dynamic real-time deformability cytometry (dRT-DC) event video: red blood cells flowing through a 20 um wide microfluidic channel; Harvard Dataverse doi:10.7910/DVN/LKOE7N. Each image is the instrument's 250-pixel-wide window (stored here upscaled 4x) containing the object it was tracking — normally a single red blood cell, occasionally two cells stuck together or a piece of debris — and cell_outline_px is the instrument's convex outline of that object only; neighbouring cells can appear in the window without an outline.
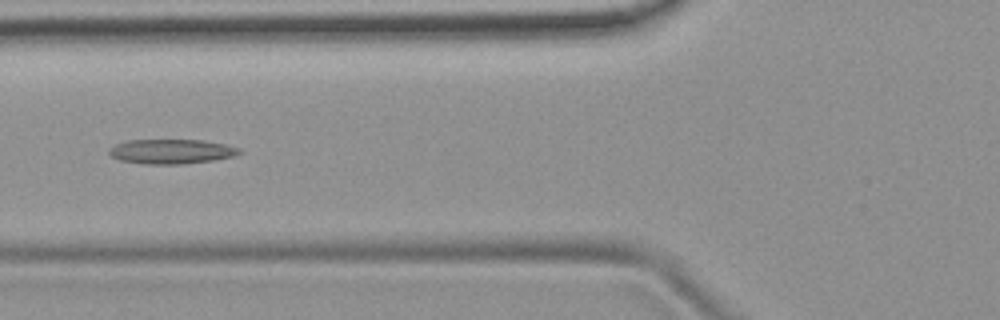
{"species": "common noctule bat (a hibernating species)", "species_latin": "Nyctalus noctula", "temperature_condition": "room temperature", "stored_images_in_passage": 53, "camera_frame_rate_fps": 3000, "um_per_image_px": 0.085, "animal": {"sex": "female", "body_mass_g": 19.9}, "frame": {"image": 1, "passage_image": 20, "time_ms": 6.333, "image_size_px": [1000, 320], "cell_outline_px": [[244, 152], [236, 156], [212, 160], [180, 164], [148, 164], [120, 160], [112, 156], [108, 152], [108, 148], [116, 144], [128, 140], [204, 140], [228, 144], [240, 148]], "centroid_in_image_um": [14.62, 12.86], "position_along_channel_um": 111.2, "area_um2": 18.79}}
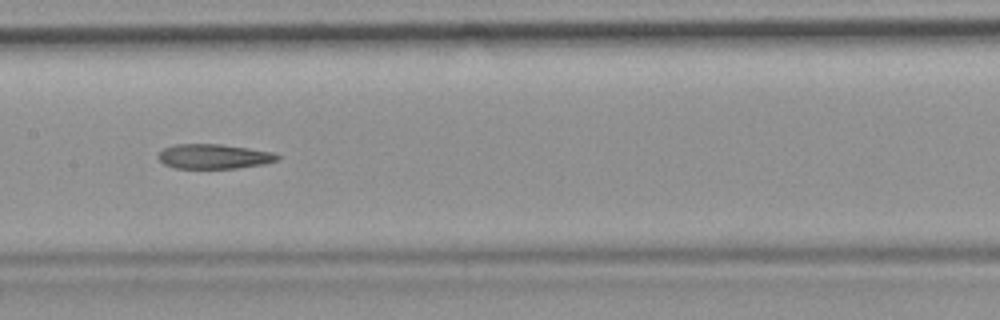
{"frame": {"image": 2, "passage_image": 26, "time_ms": 8.333, "image_size_px": [1000, 320], "cell_outline_px": [[280, 160], [264, 164], [236, 168], [176, 168], [164, 164], [156, 156], [164, 148], [176, 144], [220, 144], [248, 148], [272, 152], [280, 156]], "centroid_in_image_um": [18.19, 13.3], "position_along_channel_um": 189.2, "area_um2": 17.11}}
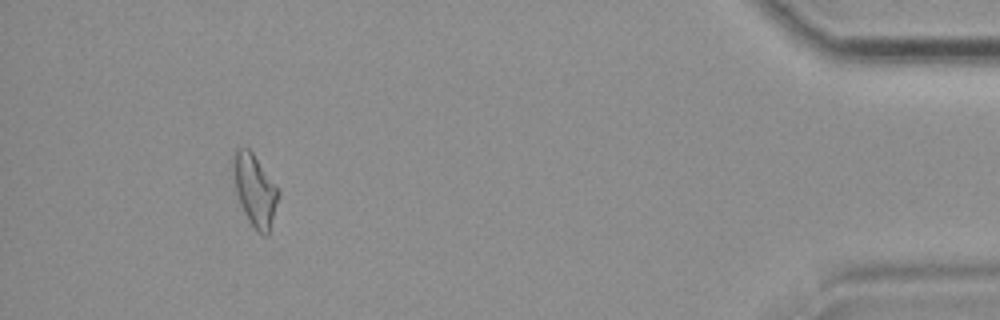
{"frame": {"image": 3, "passage_image": 48, "time_ms": 15.667, "image_size_px": [1000, 320], "cell_outline_px": [[280, 196], [268, 236], [264, 236], [256, 232], [248, 220], [240, 204], [236, 192], [232, 168], [232, 152], [236, 148], [248, 148], [252, 152], [280, 192]], "centroid_in_image_um": [21.65, 16.19], "position_along_channel_um": 413.6, "area_um2": 19.02}}